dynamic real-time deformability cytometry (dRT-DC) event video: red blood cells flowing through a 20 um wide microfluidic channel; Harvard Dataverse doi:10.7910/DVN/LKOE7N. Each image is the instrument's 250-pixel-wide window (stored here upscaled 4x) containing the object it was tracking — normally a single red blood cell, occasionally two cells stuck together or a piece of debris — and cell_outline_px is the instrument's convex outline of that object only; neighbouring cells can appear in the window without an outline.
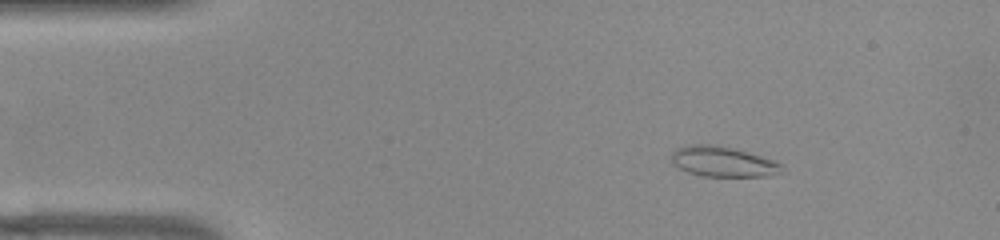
{"species": "common noctule bat (a hibernating species)", "species_latin": "Nyctalus noctula", "temperature_condition": "warm", "stored_images_in_passage": 46, "camera_frame_rate_fps": 3000, "um_per_image_px": 0.085, "animal": {"sex": "female", "body_mass_g": 22.0, "forearm_length_mm": 56.7}, "frame": {"image": 1, "passage_image": 1, "time_ms": 0.0, "image_size_px": [1000, 240], "cell_outline_px": [[780, 172], [768, 176], [700, 176], [688, 172], [672, 164], [668, 156], [676, 148], [688, 144], [716, 144], [748, 152], [772, 160], [780, 164]], "centroid_in_image_um": [61.33, 13.72], "position_along_channel_um": 23.7, "area_um2": 19.48}}
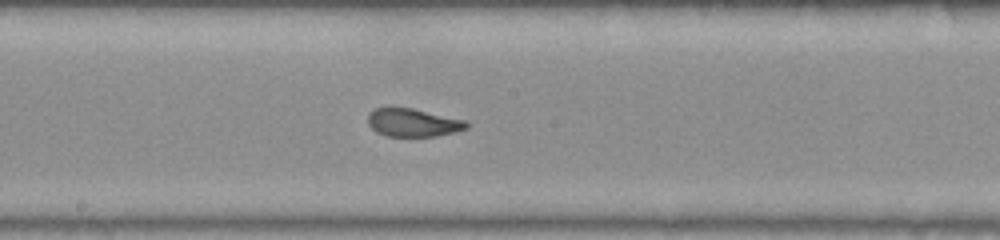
{"frame": {"image": 2, "passage_image": 21, "time_ms": 6.667, "image_size_px": [1000, 240], "cell_outline_px": [[468, 128], [436, 136], [384, 136], [376, 132], [368, 124], [368, 112], [376, 108], [388, 104], [392, 104], [412, 108], [464, 120], [468, 124]], "centroid_in_image_um": [35.0, 10.38], "position_along_channel_um": 213.2, "area_um2": 16.53}}
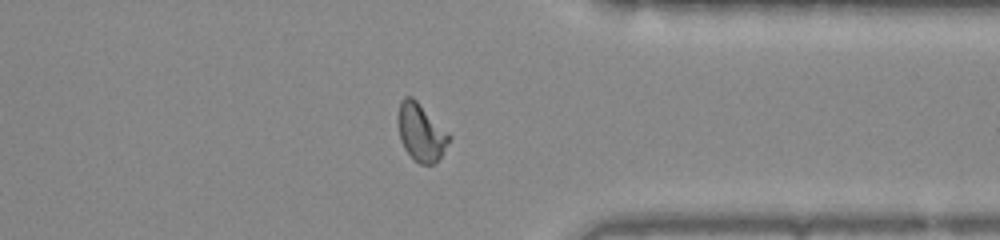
{"frame": {"image": 3, "passage_image": 34, "time_ms": 11.0, "image_size_px": [1000, 240], "cell_outline_px": [[452, 136], [440, 156], [432, 164], [420, 164], [404, 148], [400, 140], [396, 120], [396, 116], [400, 100], [404, 96], [412, 96]], "centroid_in_image_um": [35.73, 11.2], "position_along_channel_um": 375.7, "area_um2": 17.05}, "authors_computed_cell_mechanics": {"area_um2": 17.0799, "velocity_mm_per_s": 3.9036, "shape_relaxation_time_tau1_ms": null, "shape_relaxation_time_tau2_ms": 0.8986, "deformation_change_tau1": null, "deformation_change_tau2": 0.061}}